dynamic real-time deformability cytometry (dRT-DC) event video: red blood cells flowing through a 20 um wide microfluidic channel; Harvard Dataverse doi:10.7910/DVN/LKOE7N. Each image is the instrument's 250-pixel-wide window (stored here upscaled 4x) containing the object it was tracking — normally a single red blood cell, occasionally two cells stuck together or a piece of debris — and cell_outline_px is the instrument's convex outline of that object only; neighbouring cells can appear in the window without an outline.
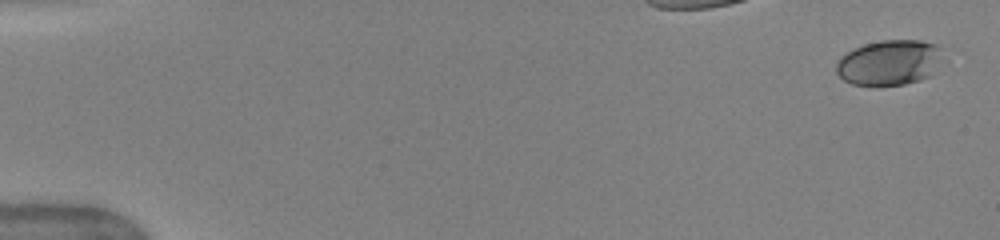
{"species": "human", "species_latin": "Homo sapiens", "temperature_condition": "warm", "stored_images_in_passage": 11, "camera_frame_rate_fps": 3000, "um_per_image_px": 0.085, "donor": {"sex": "female"}, "frame": {"image": 1, "passage_image": 1, "time_ms": 0.0, "image_size_px": [1000, 240], "cell_outline_px": [[940, 56], [928, 76], [920, 80], [904, 84], [876, 88], [852, 84], [844, 80], [836, 72], [836, 64], [848, 52], [864, 44], [880, 40], [920, 40], [936, 44]], "centroid_in_image_um": [75.51, 5.35], "position_along_channel_um": 9.5, "area_um2": 27.86}}
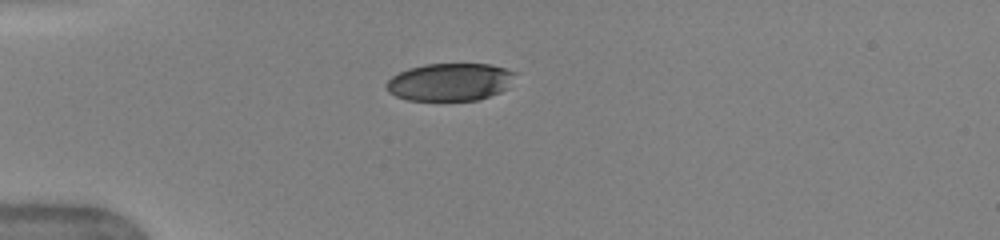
{"frame": {"image": 2, "passage_image": 10, "time_ms": 4.333, "image_size_px": [1000, 240], "cell_outline_px": [[520, 72], [508, 88], [500, 92], [480, 100], [408, 100], [396, 96], [388, 92], [384, 84], [392, 76], [408, 68], [424, 64], [492, 64]], "centroid_in_image_um": [38.3, 6.96], "position_along_channel_um": 46.7, "area_um2": 28.73}}